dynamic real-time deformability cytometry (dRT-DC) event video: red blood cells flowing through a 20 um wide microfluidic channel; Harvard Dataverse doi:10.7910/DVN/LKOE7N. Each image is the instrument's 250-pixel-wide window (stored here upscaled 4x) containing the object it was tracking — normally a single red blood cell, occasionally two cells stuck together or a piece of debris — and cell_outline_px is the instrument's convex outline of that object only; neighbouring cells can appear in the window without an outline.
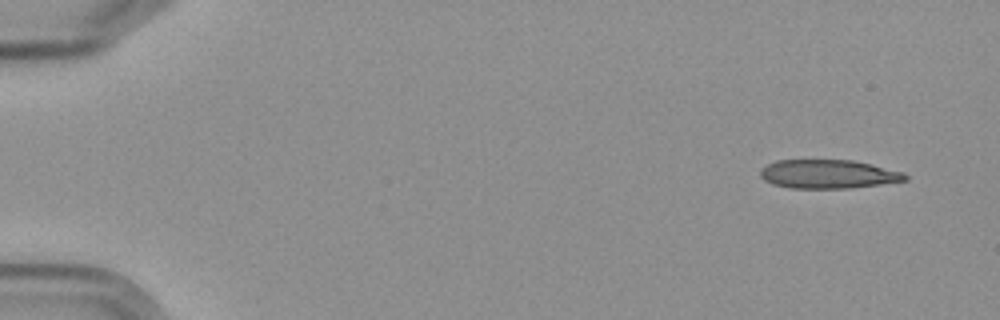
{"species": "Egyptian fruit bat (a non-hibernating species)", "species_latin": "Rousettus aegyptiacus", "temperature_condition": "cold", "stored_images_in_passage": 5, "camera_frame_rate_fps": 3000, "um_per_image_px": 0.085, "frame": {"image": 1, "passage_image": 1, "time_ms": 0.0, "image_size_px": [1000, 320], "cell_outline_px": [[908, 180], [880, 184], [848, 188], [788, 188], [772, 184], [764, 180], [760, 176], [760, 168], [776, 160], [852, 160], [872, 164], [904, 172], [908, 176]], "centroid_in_image_um": [70.38, 14.79], "position_along_channel_um": 14.6, "area_um2": 24.39}}
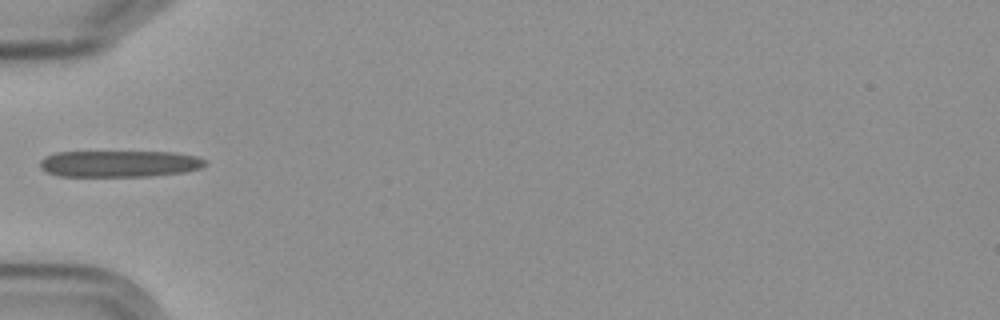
{"frame": {"image": 2, "passage_image": 5, "time_ms": 5.333, "image_size_px": [1000, 320], "cell_outline_px": [[208, 164], [200, 168], [184, 172], [148, 176], [60, 176], [48, 172], [40, 168], [40, 160], [44, 156], [56, 152], [176, 152], [196, 156], [208, 160]], "centroid_in_image_um": [10.17, 13.91], "position_along_channel_um": 74.8, "area_um2": 25.66}}